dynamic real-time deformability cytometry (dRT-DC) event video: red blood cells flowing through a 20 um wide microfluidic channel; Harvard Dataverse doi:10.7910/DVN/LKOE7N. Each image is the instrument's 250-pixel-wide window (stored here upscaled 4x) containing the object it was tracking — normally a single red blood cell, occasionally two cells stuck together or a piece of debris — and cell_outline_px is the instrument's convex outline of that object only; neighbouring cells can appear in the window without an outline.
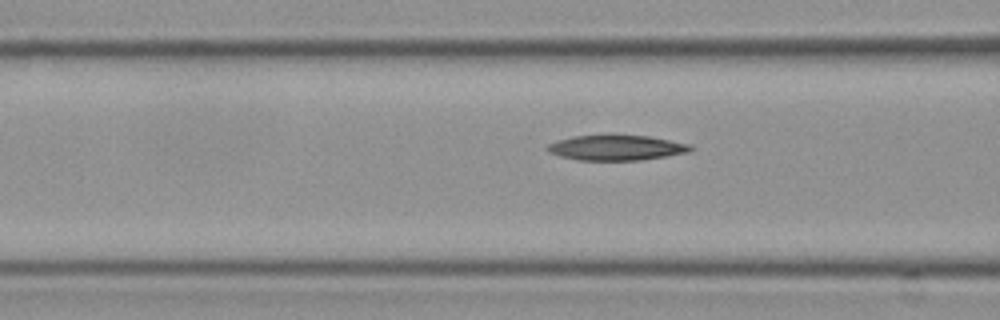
{"species": "Egyptian fruit bat (a non-hibernating species)", "species_latin": "Rousettus aegyptiacus", "temperature_condition": "cold", "stored_images_in_passage": 20, "camera_frame_rate_fps": 3000, "um_per_image_px": 0.085, "frame": {"image": 1, "passage_image": 17, "time_ms": 5.333, "image_size_px": [1000, 320], "cell_outline_px": [[692, 148], [688, 152], [640, 160], [576, 160], [560, 156], [548, 152], [544, 148], [548, 144], [556, 140], [572, 136], [612, 132], [648, 136], [692, 144]], "centroid_in_image_um": [52.31, 12.51], "position_along_channel_um": 114.3, "area_um2": 21.91}}